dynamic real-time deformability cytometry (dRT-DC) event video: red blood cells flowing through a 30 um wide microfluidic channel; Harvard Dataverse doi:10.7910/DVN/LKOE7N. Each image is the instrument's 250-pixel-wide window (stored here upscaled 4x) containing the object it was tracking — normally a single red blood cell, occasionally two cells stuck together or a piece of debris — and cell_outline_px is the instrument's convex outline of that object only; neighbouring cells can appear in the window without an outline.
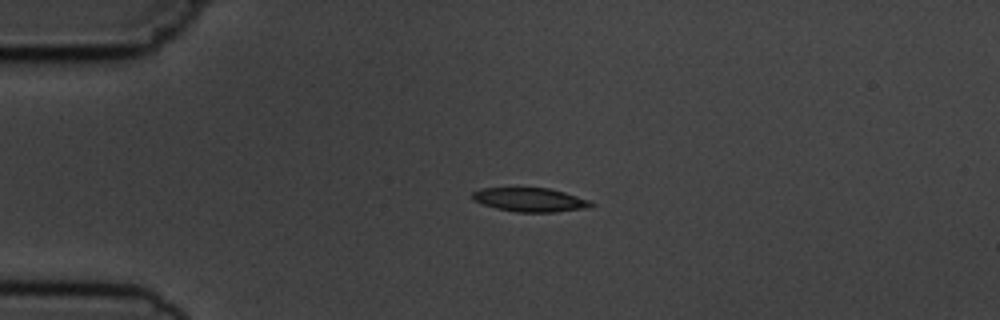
{"species": "common noctule bat (a hibernating species)", "species_latin": "Nyctalus noctula", "temperature_condition": "cold", "stored_images_in_passage": 4, "camera_frame_rate_fps": 3000, "um_per_image_px": 0.085, "animal": {"sex": "male", "body_mass_g": 19.5, "forearm_length_mm": 54.6}, "frame": {"image": 1, "passage_image": 3, "time_ms": 2.333, "image_size_px": [1000, 320], "cell_outline_px": [[596, 204], [592, 208], [556, 212], [516, 212], [496, 208], [472, 200], [472, 192], [480, 188], [548, 188], [564, 192], [588, 200]], "centroid_in_image_um": [45.08, 16.99], "position_along_channel_um": 39.9, "area_um2": 16.59}}